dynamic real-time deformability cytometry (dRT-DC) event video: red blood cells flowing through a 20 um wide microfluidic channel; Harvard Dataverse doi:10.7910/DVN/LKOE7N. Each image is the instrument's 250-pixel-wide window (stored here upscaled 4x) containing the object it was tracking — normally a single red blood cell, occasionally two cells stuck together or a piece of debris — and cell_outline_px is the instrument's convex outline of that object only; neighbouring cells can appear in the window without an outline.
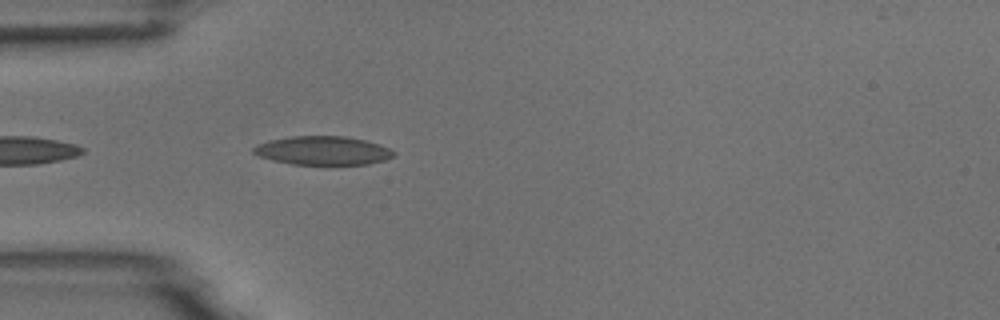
{"species": "common noctule bat (a hibernating species)", "species_latin": "Nyctalus noctula", "temperature_condition": "room temperature", "stored_images_in_passage": 13, "camera_frame_rate_fps": 3000, "um_per_image_px": 0.085, "animal": {"sex": "male", "body_mass_g": 18.8}, "frame": {"image": 1, "passage_image": 3, "time_ms": 0.667, "image_size_px": [1000, 320], "cell_outline_px": [[396, 156], [384, 160], [368, 164], [292, 164], [272, 160], [260, 156], [252, 152], [252, 148], [256, 144], [268, 140], [292, 136], [344, 136], [364, 140], [388, 148], [396, 152]], "centroid_in_image_um": [27.41, 12.79], "position_along_channel_um": 57.6, "area_um2": 23.35}}